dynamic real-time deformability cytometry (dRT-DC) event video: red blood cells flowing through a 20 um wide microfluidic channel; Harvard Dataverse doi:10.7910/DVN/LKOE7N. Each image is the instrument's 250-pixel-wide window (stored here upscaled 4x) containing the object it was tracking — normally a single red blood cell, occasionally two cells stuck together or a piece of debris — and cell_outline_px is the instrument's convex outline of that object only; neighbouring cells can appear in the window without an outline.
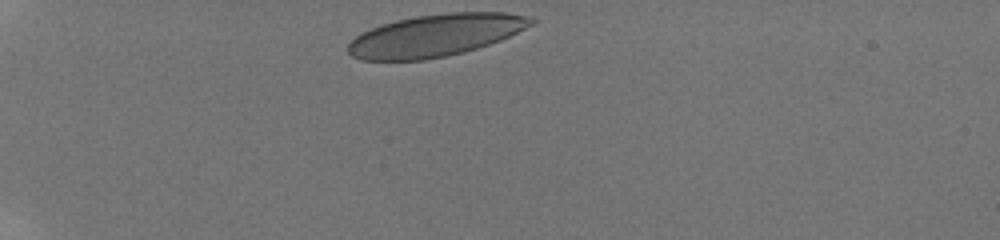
{"species": "human", "species_latin": "Homo sapiens", "temperature_condition": "room temperature", "stored_images_in_passage": 22, "camera_frame_rate_fps": 3000, "um_per_image_px": 0.085, "donor": {"sex": "male"}, "frame": {"image": 1, "passage_image": 1, "time_ms": 0.0, "image_size_px": [1000, 240], "cell_outline_px": [[536, 20], [532, 24], [500, 40], [464, 52], [424, 60], [360, 60], [352, 56], [348, 52], [348, 44], [360, 32], [380, 24], [396, 20], [416, 16], [448, 12], [504, 12], [524, 16]], "centroid_in_image_um": [36.95, 3.0], "position_along_channel_um": 48.1, "area_um2": 44.68}}
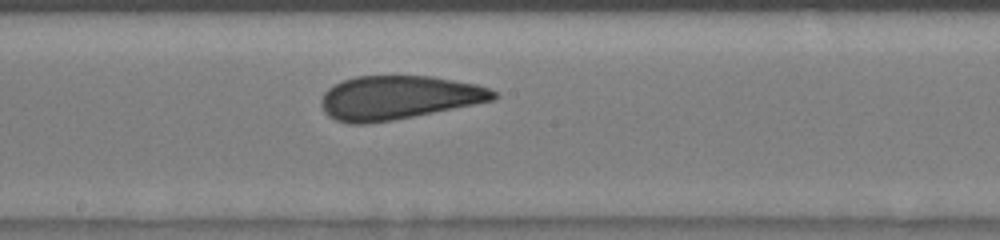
{"frame": {"image": 2, "passage_image": 11, "time_ms": 5.333, "image_size_px": [1000, 240], "cell_outline_px": [[500, 96], [496, 100], [392, 120], [364, 124], [348, 124], [336, 120], [328, 116], [324, 112], [320, 104], [320, 100], [324, 92], [328, 88], [344, 80], [356, 76], [428, 76], [476, 84], [488, 88], [496, 92]], "centroid_in_image_um": [33.85, 8.3], "position_along_channel_um": 214.4, "area_um2": 43.81}}
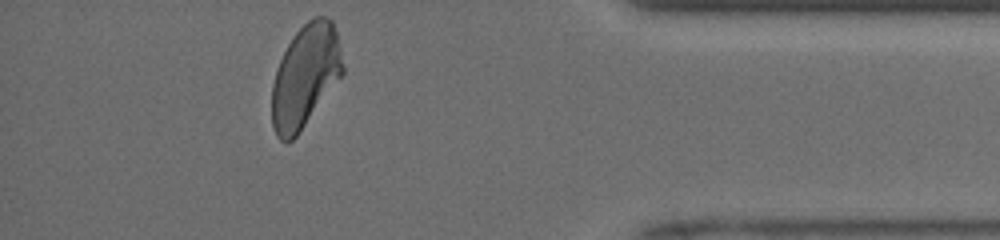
{"frame": {"image": 3, "passage_image": 22, "time_ms": 10.667, "image_size_px": [1000, 240], "cell_outline_px": [[344, 72], [296, 136], [292, 140], [280, 140], [276, 136], [272, 128], [272, 84], [280, 60], [292, 36], [308, 20], [316, 16], [328, 16], [332, 20], [336, 32], [340, 48], [344, 68]], "centroid_in_image_um": [25.94, 6.45], "position_along_channel_um": 409.3, "area_um2": 41.91}, "authors_computed_cell_mechanics": {"area_um2": 43.928, "velocity_mm_per_s": 4.1253, "shape_relaxation_time_tau1_ms": 9.795, "shape_relaxation_time_tau2_ms": 1.2284, "deformation_change_tau1": 0.2065, "deformation_change_tau2": 0.0843}}